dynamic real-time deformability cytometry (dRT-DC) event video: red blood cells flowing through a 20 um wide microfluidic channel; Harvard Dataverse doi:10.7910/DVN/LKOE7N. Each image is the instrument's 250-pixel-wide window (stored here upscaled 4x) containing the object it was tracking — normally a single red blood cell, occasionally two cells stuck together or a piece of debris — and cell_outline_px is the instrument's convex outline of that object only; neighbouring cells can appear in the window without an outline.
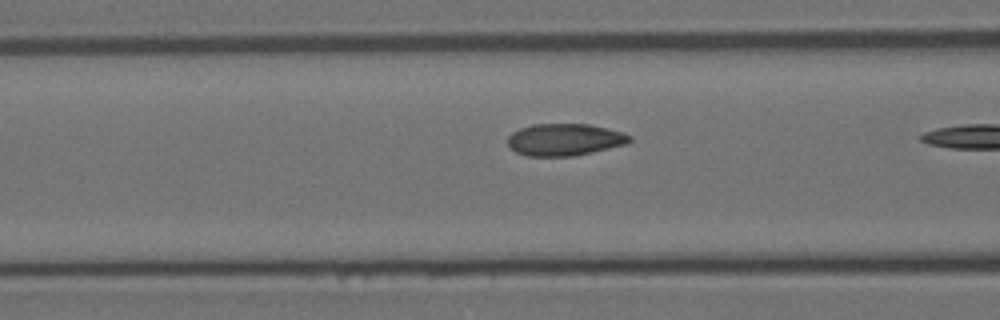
{"species": "Egyptian fruit bat (a non-hibernating species)", "species_latin": "Rousettus aegyptiacus", "temperature_condition": "room temperature", "stored_images_in_passage": 6, "camera_frame_rate_fps": 3000, "um_per_image_px": 0.085, "animal": {"sex": "female"}, "frame": {"image": 1, "passage_image": 5, "time_ms": 1.333, "image_size_px": [1000, 320], "cell_outline_px": [[632, 140], [628, 144], [592, 152], [572, 156], [528, 156], [516, 152], [508, 144], [508, 136], [512, 132], [520, 128], [532, 124], [588, 124], [620, 132], [632, 136]], "centroid_in_image_um": [47.99, 11.87], "position_along_channel_um": 118.6, "area_um2": 22.66}}